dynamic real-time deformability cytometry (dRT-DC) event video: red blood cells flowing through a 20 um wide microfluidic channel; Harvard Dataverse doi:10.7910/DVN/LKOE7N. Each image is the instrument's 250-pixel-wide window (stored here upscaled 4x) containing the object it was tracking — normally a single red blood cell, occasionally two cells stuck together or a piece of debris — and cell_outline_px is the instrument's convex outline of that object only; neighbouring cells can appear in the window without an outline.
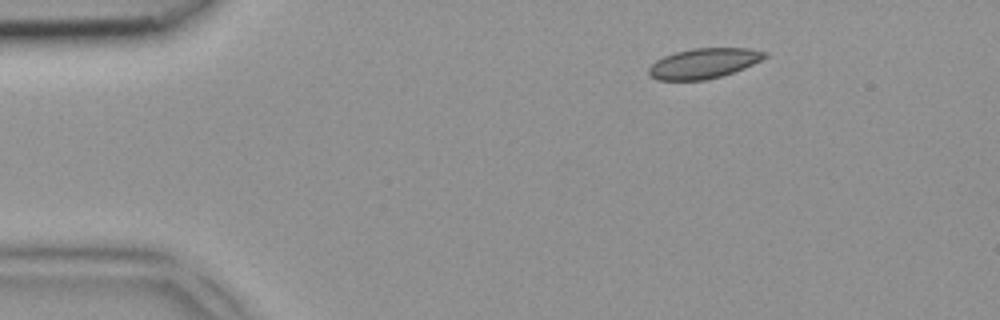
{"species": "common noctule bat (a hibernating species)", "species_latin": "Nyctalus noctula", "temperature_condition": "room temperature", "stored_images_in_passage": 2, "camera_frame_rate_fps": 3000, "um_per_image_px": 0.085, "animal": {"sex": "female", "body_mass_g": 18.4}, "frame": {"image": 1, "passage_image": 2, "time_ms": 0.333, "image_size_px": [1000, 320], "cell_outline_px": [[768, 56], [744, 68], [720, 76], [704, 80], [656, 80], [648, 76], [648, 68], [656, 60], [664, 56], [676, 52], [692, 48], [748, 48], [768, 52]], "centroid_in_image_um": [59.79, 5.38], "position_along_channel_um": 25.2, "area_um2": 20.35}}